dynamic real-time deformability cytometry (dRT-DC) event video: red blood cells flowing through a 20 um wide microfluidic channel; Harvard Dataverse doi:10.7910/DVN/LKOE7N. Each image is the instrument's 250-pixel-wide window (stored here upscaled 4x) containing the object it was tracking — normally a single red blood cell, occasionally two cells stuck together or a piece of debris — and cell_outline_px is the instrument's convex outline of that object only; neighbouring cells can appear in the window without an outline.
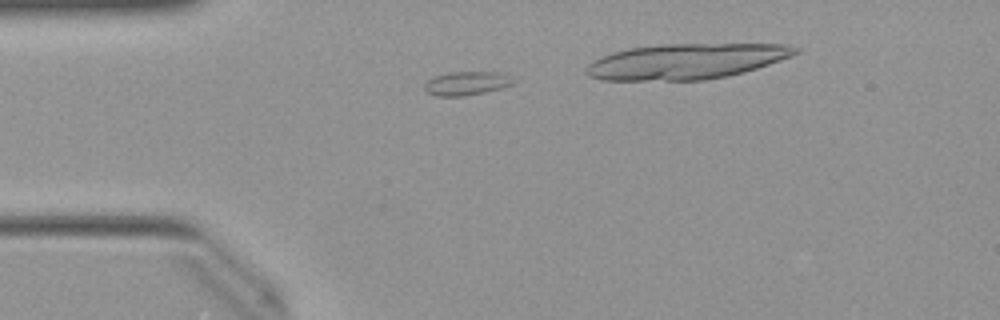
{"species": "Egyptian fruit bat (a non-hibernating species)", "species_latin": "Rousettus aegyptiacus", "temperature_condition": "warm", "stored_images_in_passage": 34, "camera_frame_rate_fps": 3000, "um_per_image_px": 0.085, "animal": {"sex": "female"}, "frame": {"image": 1, "passage_image": 7, "time_ms": 2.0, "image_size_px": [1000, 320], "cell_outline_px": [[516, 84], [504, 88], [464, 96], [436, 96], [428, 92], [424, 88], [424, 84], [432, 76], [448, 72], [504, 72], [516, 80]], "centroid_in_image_um": [39.72, 7.07], "position_along_channel_um": 45.3, "area_um2": 12.6}}
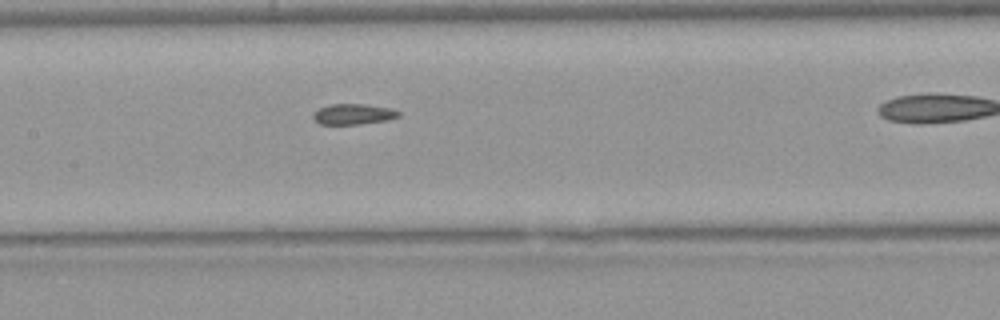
{"frame": {"image": 2, "passage_image": 18, "time_ms": 5.667, "image_size_px": [1000, 320], "cell_outline_px": [[400, 116], [388, 120], [360, 124], [320, 124], [312, 116], [320, 108], [328, 104], [364, 104], [392, 108], [400, 112]], "centroid_in_image_um": [30.08, 9.7], "position_along_channel_um": 177.3, "area_um2": 10.23}}
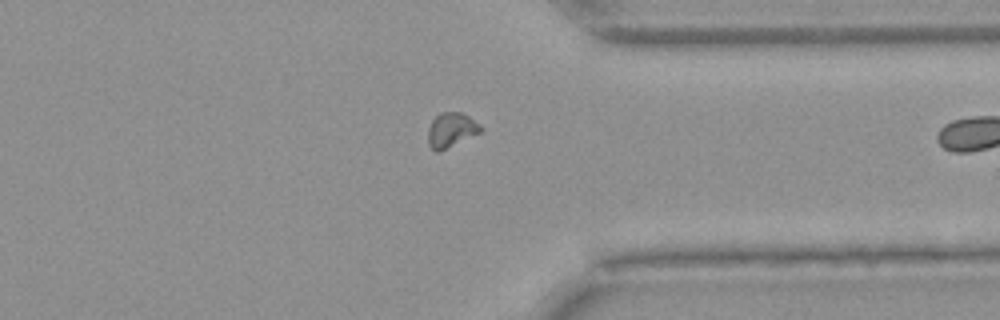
{"frame": {"image": 3, "passage_image": 33, "time_ms": 10.667, "image_size_px": [1000, 320], "cell_outline_px": [[484, 128], [480, 132], [440, 152], [436, 152], [428, 144], [428, 128], [432, 120], [440, 112], [460, 112], [468, 116], [480, 124]], "centroid_in_image_um": [38.34, 11.05], "position_along_channel_um": 373.1, "area_um2": 10.64}}